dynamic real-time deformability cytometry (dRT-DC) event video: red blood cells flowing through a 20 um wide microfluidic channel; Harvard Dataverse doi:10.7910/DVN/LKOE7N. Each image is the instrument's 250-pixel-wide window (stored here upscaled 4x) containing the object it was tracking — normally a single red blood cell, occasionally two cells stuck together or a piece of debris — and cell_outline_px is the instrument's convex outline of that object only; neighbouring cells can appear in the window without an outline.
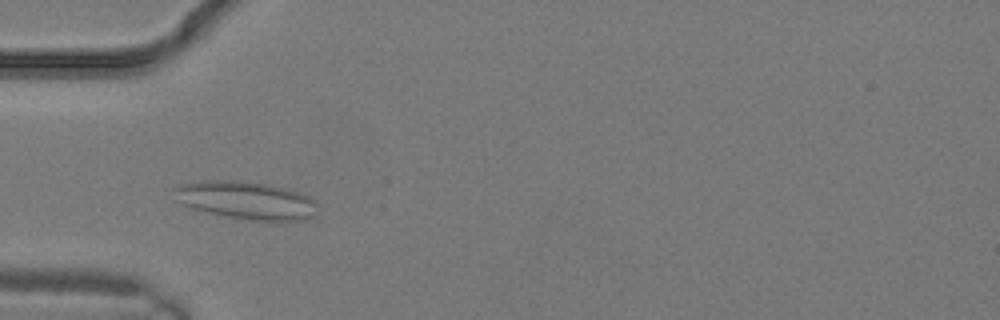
{"species": "common noctule bat (a hibernating species)", "species_latin": "Nyctalus noctula", "temperature_condition": "warm", "stored_images_in_passage": 10, "camera_frame_rate_fps": 3000, "um_per_image_px": 0.085, "animal": {"sex": "male", "body_mass_g": 19.2, "forearm_length_mm": 51.8}, "frame": {"image": 1, "passage_image": 7, "time_ms": 2.0, "image_size_px": [1000, 320], "cell_outline_px": [[312, 216], [304, 220], [256, 220], [228, 216], [208, 212], [192, 208], [172, 200], [172, 188], [180, 184], [204, 180], [236, 180], [264, 184], [284, 188], [300, 192], [308, 196], [312, 200]], "centroid_in_image_um": [20.76, 17.0], "position_along_channel_um": 64.2, "area_um2": 31.15}}